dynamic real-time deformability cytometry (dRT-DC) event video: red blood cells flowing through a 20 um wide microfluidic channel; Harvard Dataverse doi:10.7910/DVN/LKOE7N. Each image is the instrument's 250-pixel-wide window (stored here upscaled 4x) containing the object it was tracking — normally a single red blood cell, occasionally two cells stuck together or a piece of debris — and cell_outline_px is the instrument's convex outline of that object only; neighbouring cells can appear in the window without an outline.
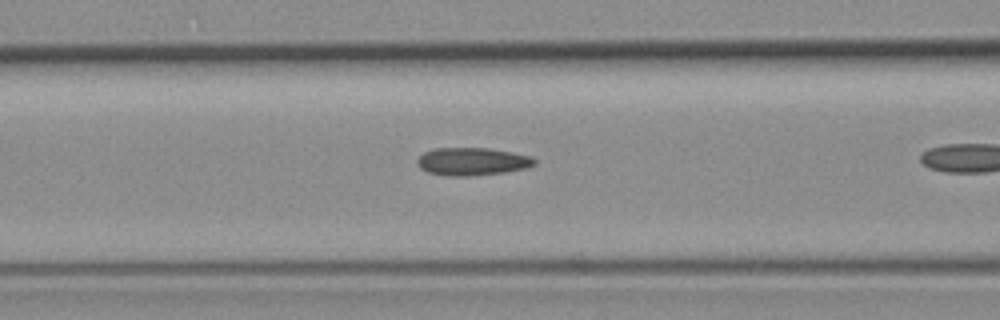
{"species": "common noctule bat (a hibernating species)", "species_latin": "Nyctalus noctula", "temperature_condition": "room temperature", "stored_images_in_passage": 17, "camera_frame_rate_fps": 3000, "um_per_image_px": 0.085, "animal": {"sex": "female", "body_mass_g": 19.3, "forearm_length_mm": 54.1}, "frame": {"image": 1, "passage_image": 6, "time_ms": 1.667, "image_size_px": [1000, 320], "cell_outline_px": [[536, 164], [524, 168], [504, 172], [468, 176], [444, 176], [428, 172], [420, 168], [416, 164], [416, 160], [424, 152], [436, 148], [488, 148], [512, 152], [532, 156], [536, 160]], "centroid_in_image_um": [40.11, 13.73], "position_along_channel_um": 126.5, "area_um2": 19.02}}
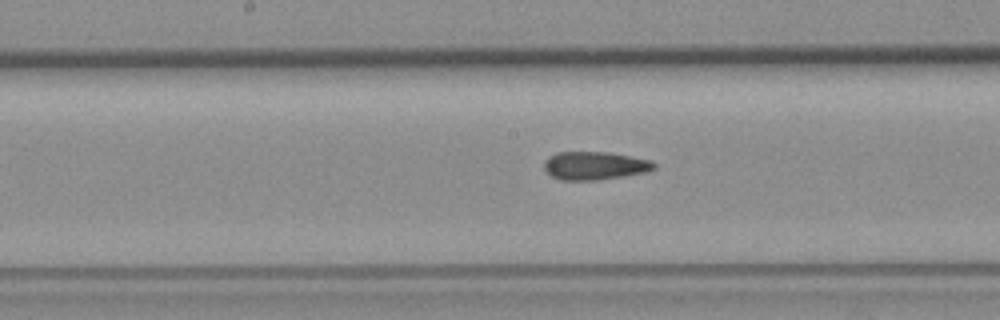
{"frame": {"image": 2, "passage_image": 12, "time_ms": 3.667, "image_size_px": [1000, 320], "cell_outline_px": [[656, 168], [644, 172], [596, 180], [560, 180], [552, 176], [544, 168], [544, 160], [548, 156], [556, 152], [608, 152], [652, 160], [656, 164]], "centroid_in_image_um": [50.52, 14.07], "position_along_channel_um": 197.7, "area_um2": 17.98}}